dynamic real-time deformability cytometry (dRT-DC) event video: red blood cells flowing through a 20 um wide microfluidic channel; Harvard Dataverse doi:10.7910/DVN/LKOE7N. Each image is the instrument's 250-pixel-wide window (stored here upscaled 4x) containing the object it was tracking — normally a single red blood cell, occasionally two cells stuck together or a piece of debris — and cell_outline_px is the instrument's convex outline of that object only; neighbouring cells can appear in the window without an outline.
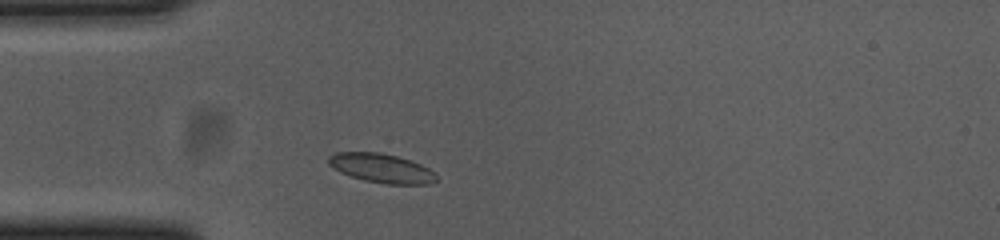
{"species": "common noctule bat (a hibernating species)", "species_latin": "Nyctalus noctula", "temperature_condition": "cold", "stored_images_in_passage": 35, "camera_frame_rate_fps": 3000, "um_per_image_px": 0.085, "animal": {"sex": "female", "body_mass_g": 23.0, "forearm_length_mm": 53.4}, "frame": {"image": 1, "passage_image": 1, "time_ms": 0.0, "image_size_px": [1000, 240], "cell_outline_px": [[436, 180], [432, 184], [388, 184], [364, 180], [340, 172], [328, 164], [328, 156], [336, 152], [380, 152], [396, 156], [420, 164], [436, 172]], "centroid_in_image_um": [32.43, 14.29], "position_along_channel_um": 52.6, "area_um2": 18.21}}
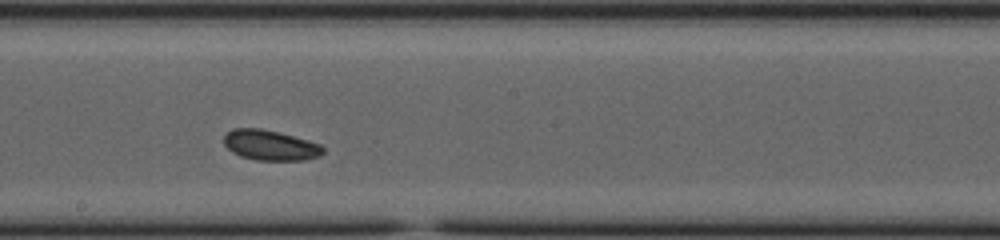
{"frame": {"image": 2, "passage_image": 16, "time_ms": 5.0, "image_size_px": [1000, 240], "cell_outline_px": [[324, 152], [320, 156], [304, 160], [256, 160], [240, 156], [232, 152], [224, 144], [224, 136], [232, 128], [260, 128], [280, 132], [308, 140], [320, 144], [324, 148]], "centroid_in_image_um": [22.98, 12.34], "position_along_channel_um": 225.2, "area_um2": 17.57}}
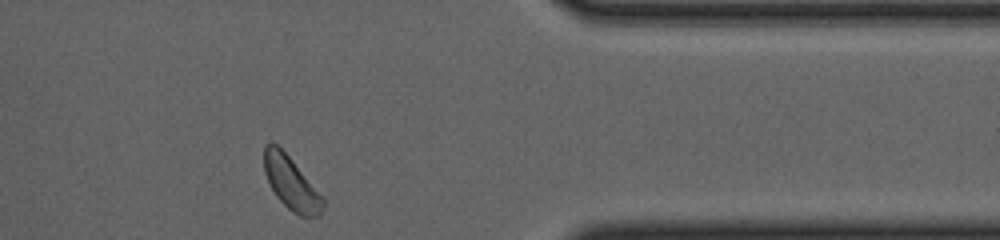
{"frame": {"image": 3, "passage_image": 31, "time_ms": 10.0, "image_size_px": [1000, 240], "cell_outline_px": [[324, 208], [320, 216], [300, 216], [292, 212], [276, 196], [264, 172], [264, 144], [272, 140], [292, 160], [324, 200]], "centroid_in_image_um": [24.72, 15.56], "position_along_channel_um": 386.7, "area_um2": 17.74}}